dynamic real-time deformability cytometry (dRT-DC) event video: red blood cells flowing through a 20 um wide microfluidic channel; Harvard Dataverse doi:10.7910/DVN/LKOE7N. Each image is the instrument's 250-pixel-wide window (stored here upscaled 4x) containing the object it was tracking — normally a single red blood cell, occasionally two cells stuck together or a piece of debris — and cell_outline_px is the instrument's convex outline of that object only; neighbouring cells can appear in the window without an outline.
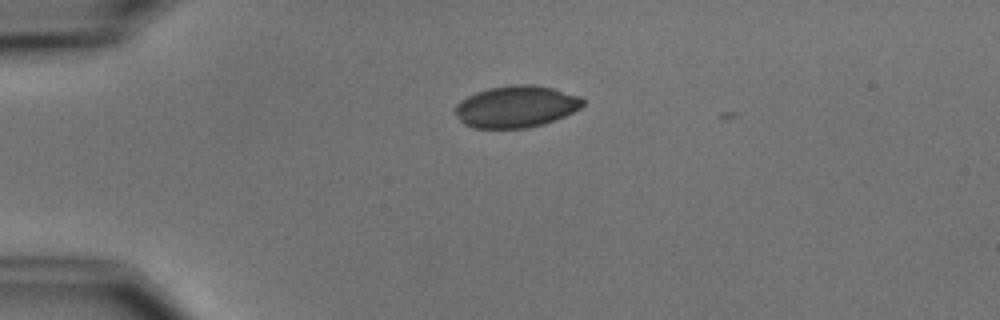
{"species": "common noctule bat (a hibernating species)", "species_latin": "Nyctalus noctula", "temperature_condition": "cold", "stored_images_in_passage": 3, "camera_frame_rate_fps": 3000, "um_per_image_px": 0.085, "animal": {"sex": "male", "body_mass_g": 15.6}, "frame": {"image": 1, "passage_image": 2, "time_ms": 1.333, "image_size_px": [1000, 320], "cell_outline_px": [[584, 104], [580, 108], [564, 116], [544, 124], [528, 128], [476, 128], [464, 124], [460, 120], [452, 108], [460, 100], [476, 92], [488, 88], [512, 84], [532, 84], [552, 88], [580, 96], [584, 100]], "centroid_in_image_um": [43.85, 9.06], "position_along_channel_um": 41.2, "area_um2": 31.21}}